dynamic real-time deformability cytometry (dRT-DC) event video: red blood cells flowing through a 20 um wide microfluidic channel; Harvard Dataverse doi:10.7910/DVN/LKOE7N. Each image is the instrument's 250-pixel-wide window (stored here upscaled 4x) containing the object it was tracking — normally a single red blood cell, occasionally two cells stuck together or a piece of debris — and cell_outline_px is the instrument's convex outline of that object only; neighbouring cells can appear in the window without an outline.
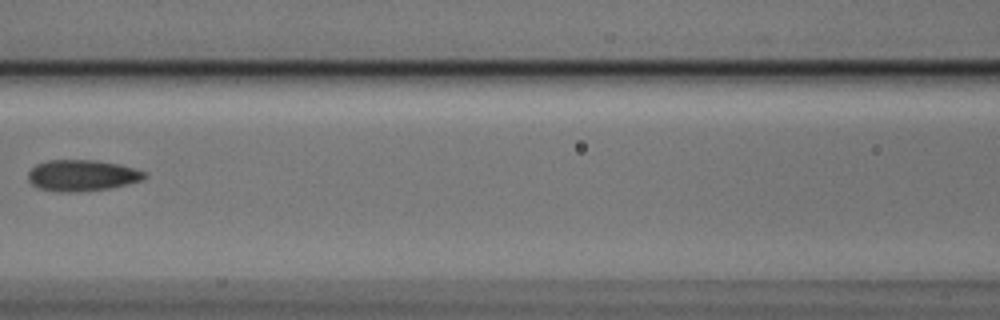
{"species": "Egyptian fruit bat (a non-hibernating species)", "species_latin": "Rousettus aegyptiacus", "temperature_condition": "cold", "stored_images_in_passage": 5, "camera_frame_rate_fps": 3000, "um_per_image_px": 0.085, "animal": {"sex": "male"}, "frame": {"image": 1, "passage_image": 4, "time_ms": 1.0, "image_size_px": [1000, 320], "cell_outline_px": [[144, 176], [140, 180], [128, 184], [108, 188], [72, 192], [56, 192], [40, 188], [32, 184], [28, 180], [28, 172], [36, 164], [48, 160], [96, 160], [120, 164], [144, 172]], "centroid_in_image_um": [6.91, 14.9], "position_along_channel_um": 159.7, "area_um2": 20.92}}
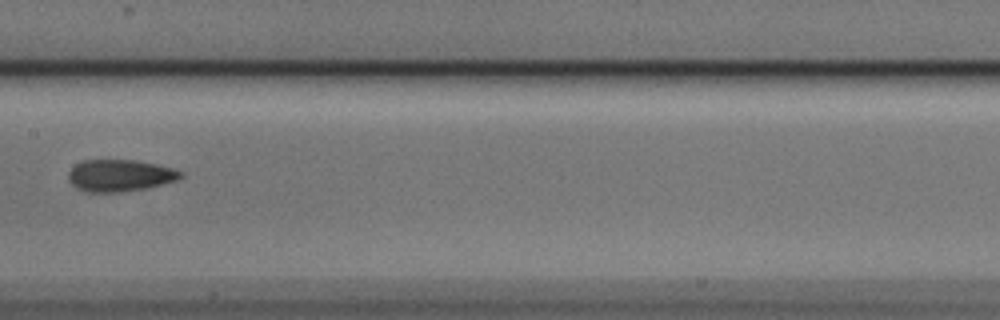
{"frame": {"image": 2, "passage_image": 5, "time_ms": 1.333, "image_size_px": [1000, 320], "cell_outline_px": [[184, 176], [176, 180], [144, 188], [120, 192], [84, 192], [76, 188], [68, 180], [68, 172], [76, 164], [84, 160], [132, 160], [156, 164], [172, 168], [184, 172]], "centroid_in_image_um": [10.16, 14.92], "position_along_channel_um": 197.2, "area_um2": 20.75}}